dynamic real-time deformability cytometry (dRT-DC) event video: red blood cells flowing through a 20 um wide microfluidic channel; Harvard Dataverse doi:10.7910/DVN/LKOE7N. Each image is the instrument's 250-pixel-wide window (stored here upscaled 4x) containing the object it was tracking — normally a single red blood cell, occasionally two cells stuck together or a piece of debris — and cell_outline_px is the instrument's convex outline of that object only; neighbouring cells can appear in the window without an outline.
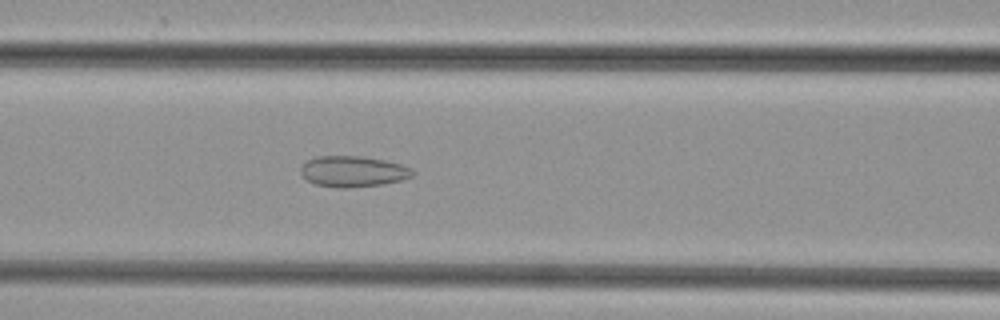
{"species": "common noctule bat (a hibernating species)", "species_latin": "Nyctalus noctula", "temperature_condition": "cold", "stored_images_in_passage": 28, "camera_frame_rate_fps": 3000, "um_per_image_px": 0.085, "animal": {"sex": "female", "body_mass_g": 29.2, "forearm_length_mm": 56.3}, "frame": {"image": 1, "passage_image": 7, "time_ms": 2.0, "image_size_px": [1000, 320], "cell_outline_px": [[416, 172], [412, 176], [400, 180], [384, 184], [348, 188], [336, 188], [316, 184], [308, 180], [300, 172], [300, 164], [316, 156], [360, 156], [384, 160], [400, 164], [412, 168]], "centroid_in_image_um": [30.0, 14.57], "position_along_channel_um": 136.6, "area_um2": 20.23}}
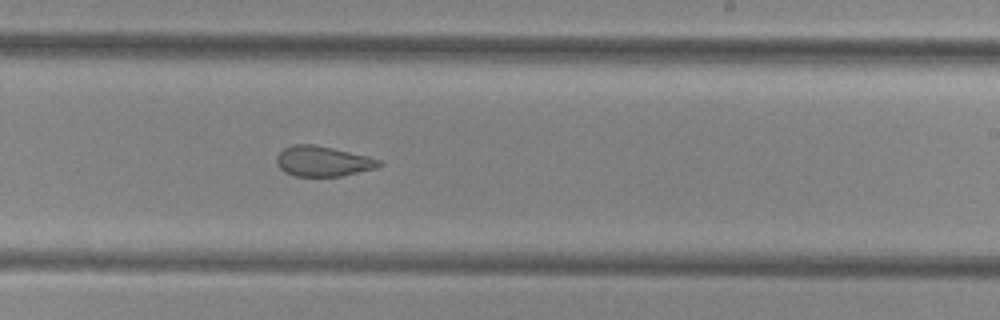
{"frame": {"image": 2, "passage_image": 16, "time_ms": 5.0, "image_size_px": [1000, 320], "cell_outline_px": [[384, 164], [376, 168], [340, 176], [296, 176], [284, 172], [276, 164], [276, 156], [284, 148], [292, 144], [312, 144], [332, 148], [368, 156], [380, 160]], "centroid_in_image_um": [27.42, 13.7], "position_along_channel_um": 261.6, "area_um2": 18.03}}
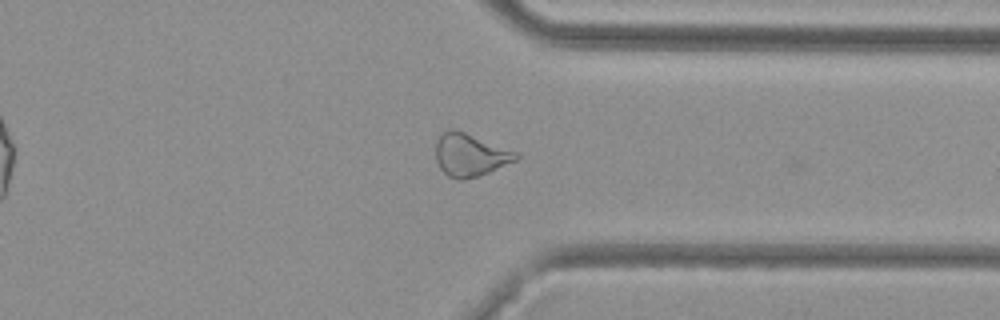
{"frame": {"image": 3, "passage_image": 24, "time_ms": 7.667, "image_size_px": [1000, 320], "cell_outline_px": [[520, 156], [516, 160], [480, 176], [464, 180], [456, 180], [448, 176], [440, 168], [436, 160], [436, 140], [440, 132], [448, 128], [452, 128], [464, 132], [516, 152]], "centroid_in_image_um": [39.9, 13.17], "position_along_channel_um": 371.5, "area_um2": 20.0}}